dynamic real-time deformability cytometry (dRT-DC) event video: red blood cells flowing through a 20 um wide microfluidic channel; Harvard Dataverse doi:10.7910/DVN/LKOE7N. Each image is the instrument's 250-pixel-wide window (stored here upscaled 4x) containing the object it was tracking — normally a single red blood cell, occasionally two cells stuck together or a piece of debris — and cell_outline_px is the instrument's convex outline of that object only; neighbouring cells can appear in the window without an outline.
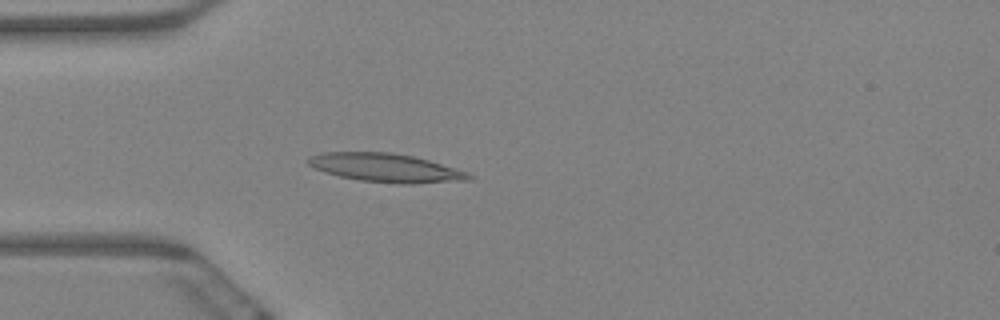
{"species": "Egyptian fruit bat (a non-hibernating species)", "species_latin": "Rousettus aegyptiacus", "temperature_condition": "warm", "stored_images_in_passage": 6, "camera_frame_rate_fps": 3000, "um_per_image_px": 0.085, "animal": {"sex": "female"}, "frame": {"image": 1, "passage_image": 6, "time_ms": 1.667, "image_size_px": [1000, 320], "cell_outline_px": [[476, 176], [472, 180], [412, 184], [400, 184], [360, 180], [340, 176], [324, 172], [308, 164], [308, 156], [324, 152], [392, 152], [412, 156], [428, 160], [468, 172]], "centroid_in_image_um": [32.84, 14.27], "position_along_channel_um": 52.2, "area_um2": 26.82}}